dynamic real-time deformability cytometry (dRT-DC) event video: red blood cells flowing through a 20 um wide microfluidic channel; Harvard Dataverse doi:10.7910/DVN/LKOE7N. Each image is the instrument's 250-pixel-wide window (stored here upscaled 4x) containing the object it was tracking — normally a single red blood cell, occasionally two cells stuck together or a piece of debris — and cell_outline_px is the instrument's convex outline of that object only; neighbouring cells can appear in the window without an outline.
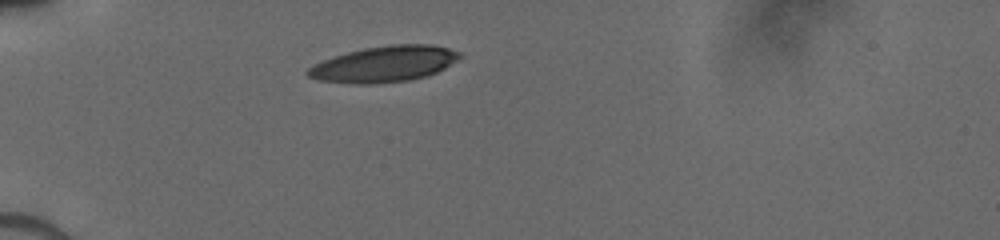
{"species": "human", "species_latin": "Homo sapiens", "temperature_condition": "cold", "stored_images_in_passage": 30, "camera_frame_rate_fps": 3000, "um_per_image_px": 0.085, "donor": {"sex": "male"}, "frame": {"image": 1, "passage_image": 1, "time_ms": 0.0, "image_size_px": [1000, 240], "cell_outline_px": [[464, 56], [444, 68], [428, 76], [412, 80], [372, 84], [352, 84], [316, 80], [308, 76], [304, 72], [308, 68], [332, 56], [364, 48], [388, 44], [432, 44], [448, 48], [460, 52]], "centroid_in_image_um": [32.66, 5.45], "position_along_channel_um": 52.3, "area_um2": 32.14}}
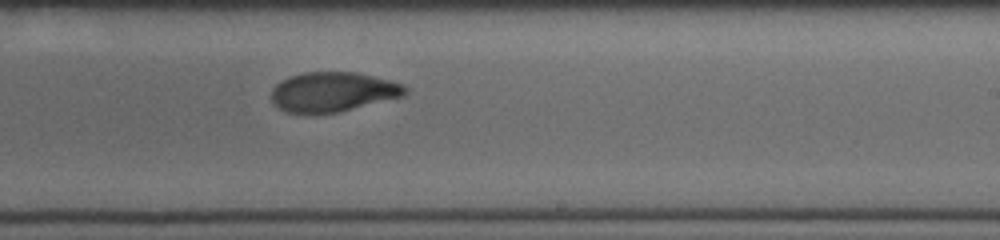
{"frame": {"image": 2, "passage_image": 18, "time_ms": 5.667, "image_size_px": [1000, 240], "cell_outline_px": [[408, 92], [404, 96], [340, 112], [312, 116], [284, 112], [272, 104], [272, 88], [280, 80], [288, 76], [304, 72], [356, 72], [392, 80], [404, 84], [408, 88]], "centroid_in_image_um": [28.27, 7.84], "position_along_channel_um": 260.7, "area_um2": 31.96}}
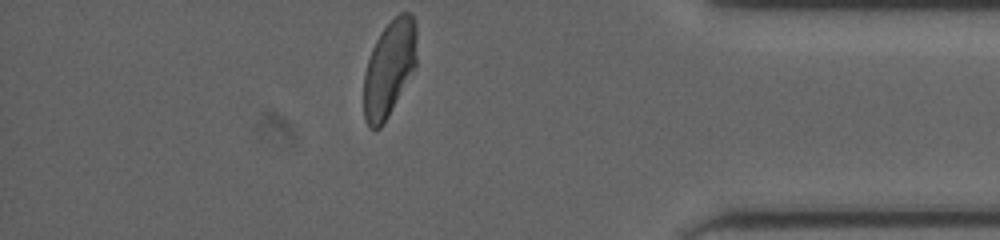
{"frame": {"image": 3, "passage_image": 30, "time_ms": 9.667, "image_size_px": [1000, 240], "cell_outline_px": [[416, 68], [384, 124], [380, 128], [368, 128], [364, 120], [364, 72], [372, 48], [380, 32], [400, 12], [412, 12], [416, 20]], "centroid_in_image_um": [33.1, 5.82], "position_along_channel_um": 402.1, "area_um2": 30.06}}